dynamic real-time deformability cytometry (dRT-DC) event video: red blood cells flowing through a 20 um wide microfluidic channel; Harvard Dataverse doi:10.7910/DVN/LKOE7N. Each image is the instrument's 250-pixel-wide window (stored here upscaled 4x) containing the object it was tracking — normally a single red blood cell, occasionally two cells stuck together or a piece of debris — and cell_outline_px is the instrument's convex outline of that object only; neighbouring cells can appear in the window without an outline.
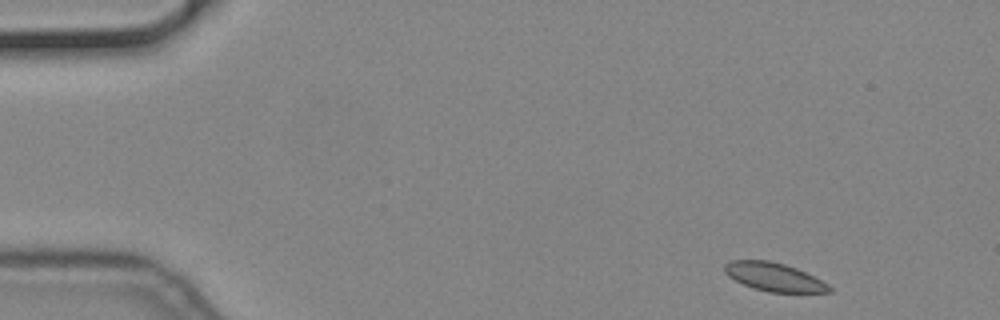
{"species": "common noctule bat (a hibernating species)", "species_latin": "Nyctalus noctula", "temperature_condition": "cold", "stored_images_in_passage": 5, "segment_of_instrument_passage": [1, 2], "camera_frame_rate_fps": 3000, "um_per_image_px": 0.085, "animal": {"sex": "male", "body_mass_g": 19.2, "forearm_length_mm": 51.8}, "frame": {"image": 1, "passage_image": 1, "time_ms": 0.0, "image_size_px": [1000, 320], "cell_outline_px": [[832, 292], [768, 292], [752, 288], [728, 276], [724, 272], [724, 264], [732, 260], [768, 260], [784, 264], [796, 268], [828, 284], [832, 288]], "centroid_in_image_um": [65.77, 23.54], "position_along_channel_um": 19.2, "area_um2": 17.17}}